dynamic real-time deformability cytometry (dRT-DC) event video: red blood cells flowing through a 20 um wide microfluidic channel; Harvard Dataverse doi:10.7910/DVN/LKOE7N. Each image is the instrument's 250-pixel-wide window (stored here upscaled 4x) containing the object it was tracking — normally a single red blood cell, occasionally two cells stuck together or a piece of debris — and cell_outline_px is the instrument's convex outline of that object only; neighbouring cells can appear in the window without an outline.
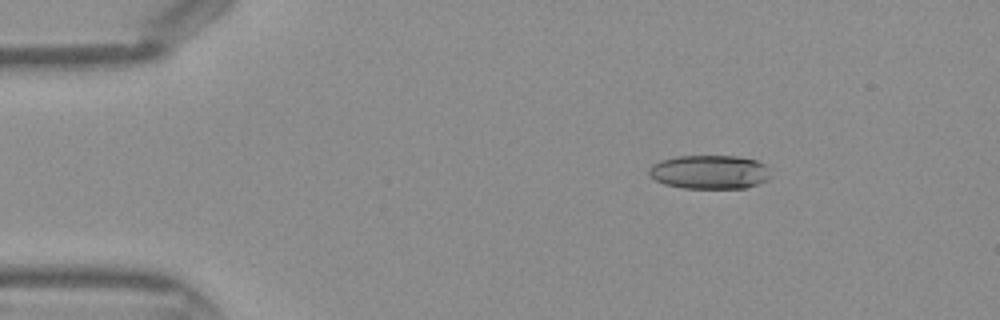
{"species": "Egyptian fruit bat (a non-hibernating species)", "species_latin": "Rousettus aegyptiacus", "temperature_condition": "warm", "stored_images_in_passage": 38, "camera_frame_rate_fps": 3000, "um_per_image_px": 0.085, "frame": {"image": 1, "passage_image": 1, "time_ms": 0.0, "image_size_px": [1000, 320], "cell_outline_px": [[768, 180], [744, 188], [684, 188], [664, 184], [656, 180], [648, 172], [648, 168], [652, 164], [660, 160], [676, 156], [736, 156], [756, 160], [764, 164], [768, 176]], "centroid_in_image_um": [60.26, 14.61], "position_along_channel_um": 24.7, "area_um2": 23.81}}
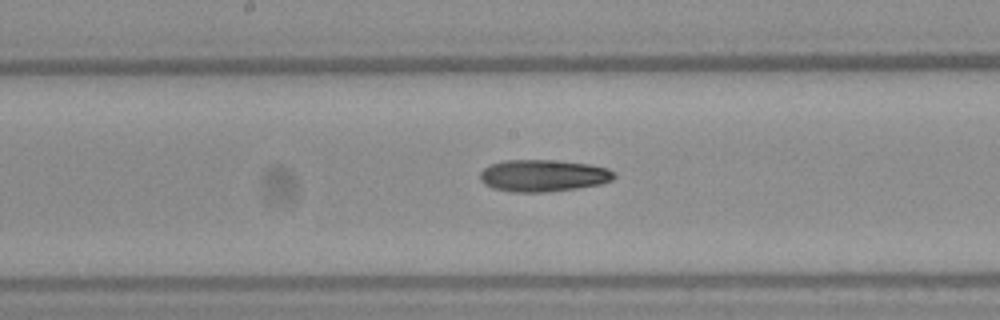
{"frame": {"image": 2, "passage_image": 17, "time_ms": 5.333, "image_size_px": [1000, 320], "cell_outline_px": [[616, 176], [612, 180], [600, 184], [576, 188], [548, 192], [512, 192], [492, 188], [484, 184], [480, 180], [480, 172], [488, 164], [504, 160], [560, 160], [592, 164], [608, 168], [616, 172]], "centroid_in_image_um": [46.18, 14.91], "position_along_channel_um": 202.0, "area_um2": 25.37}}
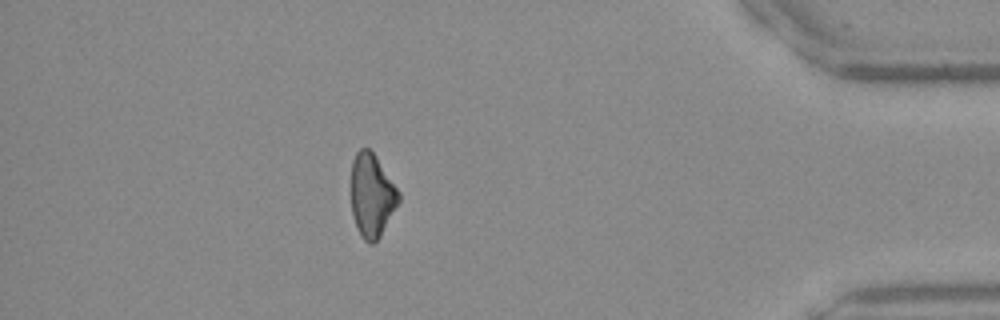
{"frame": {"image": 3, "passage_image": 33, "time_ms": 10.667, "image_size_px": [1000, 320], "cell_outline_px": [[400, 200], [380, 236], [372, 244], [368, 244], [364, 240], [356, 228], [352, 212], [352, 160], [356, 152], [360, 148], [368, 148], [376, 156], [400, 192]], "centroid_in_image_um": [31.61, 16.61], "position_along_channel_um": 403.6, "area_um2": 22.95}}